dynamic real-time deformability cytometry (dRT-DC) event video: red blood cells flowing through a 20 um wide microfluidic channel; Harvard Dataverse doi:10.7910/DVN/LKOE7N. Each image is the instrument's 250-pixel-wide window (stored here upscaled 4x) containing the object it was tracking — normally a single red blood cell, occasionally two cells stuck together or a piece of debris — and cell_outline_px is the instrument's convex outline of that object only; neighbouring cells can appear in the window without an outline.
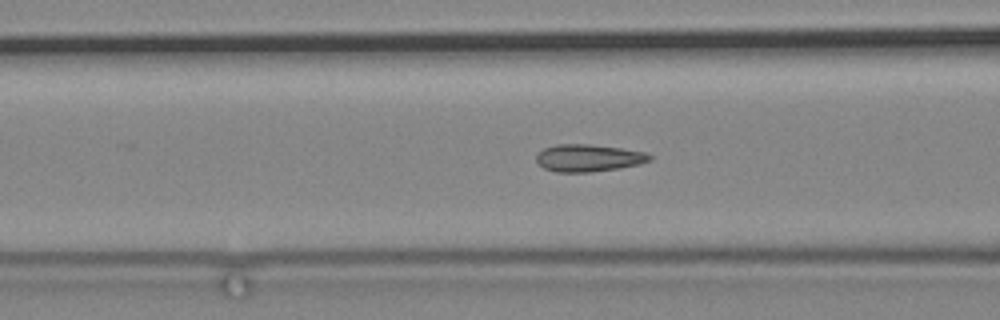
{"species": "common noctule bat (a hibernating species)", "species_latin": "Nyctalus noctula", "temperature_condition": "cold", "stored_images_in_passage": 55, "camera_frame_rate_fps": 3000, "um_per_image_px": 0.085, "animal": {"sex": "male", "body_mass_g": 19.2, "forearm_length_mm": 51.8}, "frame": {"image": 1, "passage_image": 16, "time_ms": 5.0, "image_size_px": [1000, 320], "cell_outline_px": [[652, 160], [640, 164], [620, 168], [588, 172], [556, 172], [544, 168], [536, 160], [536, 152], [544, 148], [556, 144], [588, 144], [620, 148], [644, 152], [652, 156]], "centroid_in_image_um": [50.0, 13.42], "position_along_channel_um": 116.6, "area_um2": 18.03}}
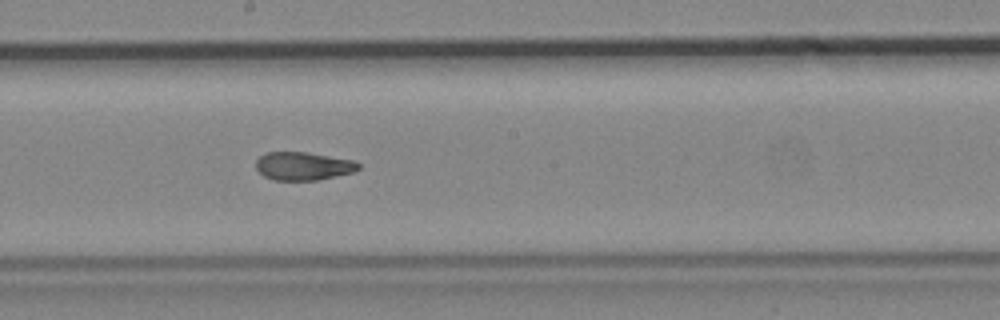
{"frame": {"image": 2, "passage_image": 26, "time_ms": 8.333, "image_size_px": [1000, 320], "cell_outline_px": [[360, 168], [352, 172], [320, 180], [272, 180], [264, 176], [256, 168], [256, 160], [264, 152], [308, 152], [352, 160], [360, 164]], "centroid_in_image_um": [25.75, 14.11], "position_along_channel_um": 222.4, "area_um2": 16.88}}
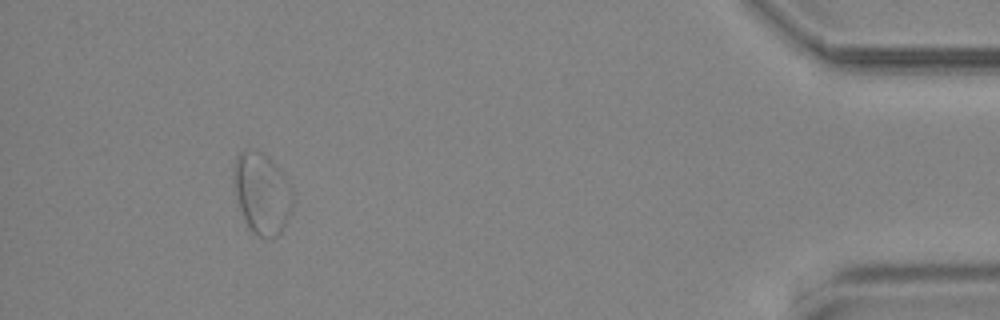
{"frame": {"image": 3, "passage_image": 50, "time_ms": 16.333, "image_size_px": [1000, 320], "cell_outline_px": [[292, 208], [280, 236], [256, 236], [248, 228], [244, 220], [240, 208], [232, 180], [232, 168], [236, 156], [244, 148], [248, 148], [260, 152], [268, 156], [284, 176], [292, 188]], "centroid_in_image_um": [22.23, 16.41], "position_along_channel_um": 413.0, "area_um2": 28.09}}